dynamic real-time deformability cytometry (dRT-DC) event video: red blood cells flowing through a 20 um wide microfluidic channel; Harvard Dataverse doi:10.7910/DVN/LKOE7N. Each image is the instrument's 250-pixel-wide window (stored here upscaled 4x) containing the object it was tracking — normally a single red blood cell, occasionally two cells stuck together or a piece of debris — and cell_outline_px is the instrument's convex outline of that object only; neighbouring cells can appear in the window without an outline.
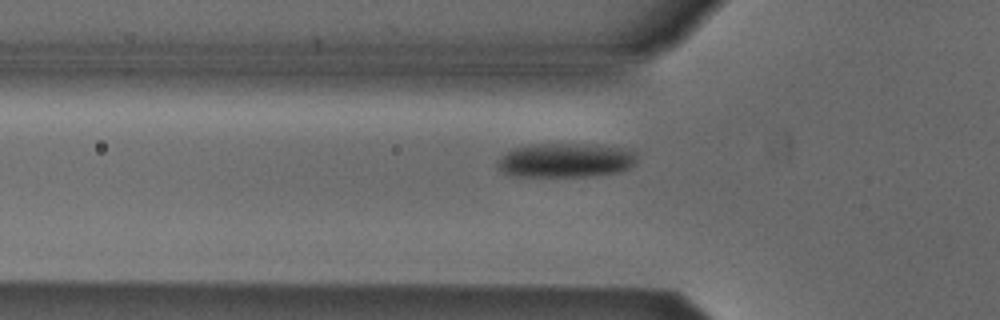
{"species": "Egyptian fruit bat (a non-hibernating species)", "species_latin": "Rousettus aegyptiacus", "temperature_condition": "cold", "stored_images_in_passage": 31, "camera_frame_rate_fps": 3000, "um_per_image_px": 0.085, "animal": {"sex": "male"}, "frame": {"image": 1, "passage_image": 2, "time_ms": 0.333, "image_size_px": [1000, 320], "cell_outline_px": [[636, 164], [620, 172], [588, 176], [504, 176], [496, 168], [496, 160], [500, 156], [512, 148], [532, 144], [596, 144], [628, 148], [636, 152]], "centroid_in_image_um": [48.03, 13.62], "position_along_channel_um": 77.8, "area_um2": 28.55}}
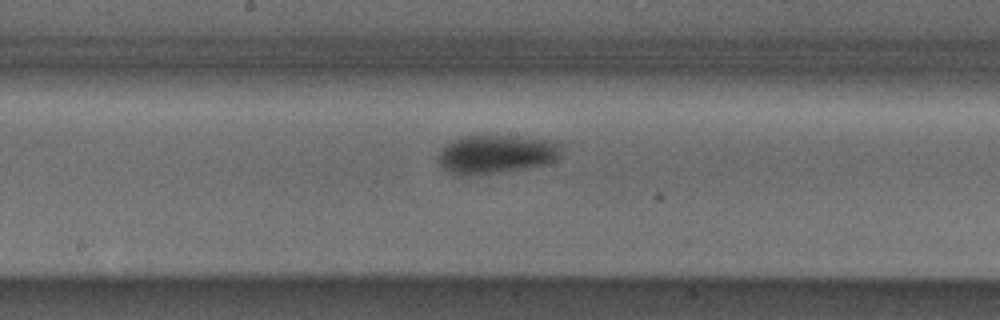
{"frame": {"image": 2, "passage_image": 12, "time_ms": 3.667, "image_size_px": [1000, 320], "cell_outline_px": [[560, 152], [556, 160], [544, 164], [524, 168], [468, 176], [452, 172], [444, 168], [436, 160], [436, 156], [452, 140], [464, 136], [520, 136], [556, 140], [560, 148]], "centroid_in_image_um": [42.18, 13.09], "position_along_channel_um": 206.0, "area_um2": 27.4}}
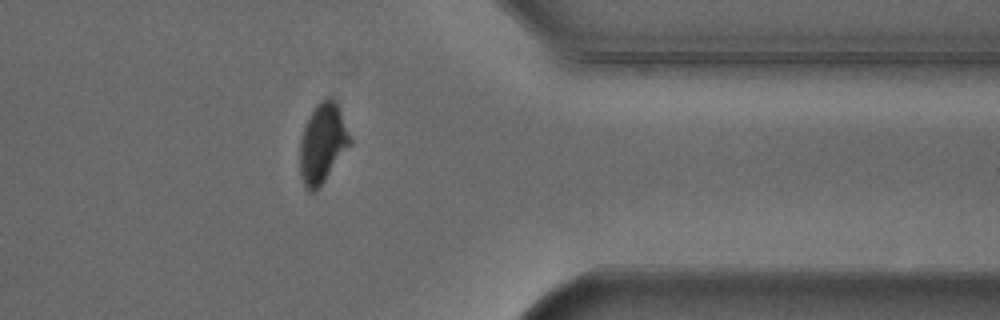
{"frame": {"image": 3, "passage_image": 27, "time_ms": 8.667, "image_size_px": [1000, 320], "cell_outline_px": [[352, 144], [316, 192], [308, 192], [304, 188], [300, 176], [300, 140], [304, 128], [316, 104], [320, 100], [328, 96], [332, 96], [336, 100], [352, 140]], "centroid_in_image_um": [27.43, 12.2], "position_along_channel_um": 384.0, "area_um2": 23.52}, "authors_computed_cell_mechanics": {"area_um2": 27.3972, "velocity_mm_per_s": 3.8385, "shape_relaxation_time_tau1_ms": 2.0462, "shape_relaxation_time_tau2_ms": null, "deformation_change_tau1": 0.095, "deformation_change_tau2": null}}